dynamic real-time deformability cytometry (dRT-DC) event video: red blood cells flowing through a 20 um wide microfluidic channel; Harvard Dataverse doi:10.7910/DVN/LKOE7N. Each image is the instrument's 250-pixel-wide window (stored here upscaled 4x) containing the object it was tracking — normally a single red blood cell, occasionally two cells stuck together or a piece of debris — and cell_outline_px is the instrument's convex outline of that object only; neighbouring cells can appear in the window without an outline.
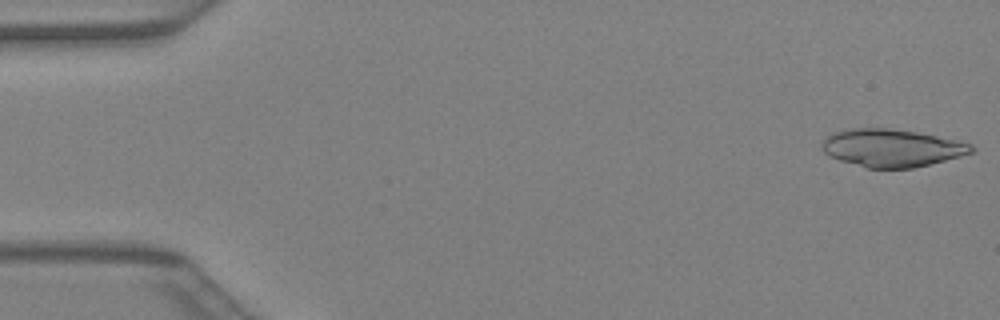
{"species": "Egyptian fruit bat (a non-hibernating species)", "species_latin": "Rousettus aegyptiacus", "temperature_condition": "warm", "stored_images_in_passage": 40, "camera_frame_rate_fps": 3000, "um_per_image_px": 0.085, "animal": {"sex": "female"}, "frame": {"image": 1, "passage_image": 1, "time_ms": 0.0, "image_size_px": [1000, 320], "cell_outline_px": [[976, 152], [912, 168], [868, 168], [840, 160], [824, 152], [820, 148], [824, 140], [832, 132], [852, 128], [892, 128], [916, 132], [956, 140], [972, 144], [976, 148]], "centroid_in_image_um": [75.81, 12.57], "position_along_channel_um": 9.2, "area_um2": 32.66}}
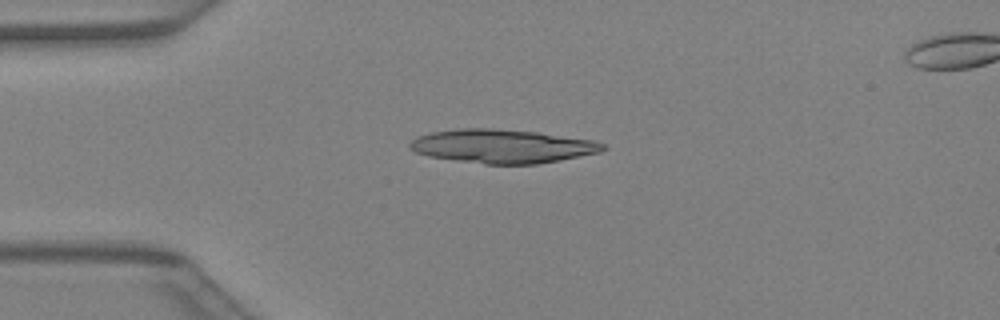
{"frame": {"image": 2, "passage_image": 10, "time_ms": 3.0, "image_size_px": [1000, 320], "cell_outline_px": [[608, 148], [600, 152], [560, 160], [536, 164], [484, 164], [428, 156], [416, 152], [408, 148], [408, 144], [416, 136], [432, 132], [456, 128], [492, 128], [536, 132], [596, 140], [604, 144]], "centroid_in_image_um": [42.69, 12.42], "position_along_channel_um": 42.3, "area_um2": 38.09}}